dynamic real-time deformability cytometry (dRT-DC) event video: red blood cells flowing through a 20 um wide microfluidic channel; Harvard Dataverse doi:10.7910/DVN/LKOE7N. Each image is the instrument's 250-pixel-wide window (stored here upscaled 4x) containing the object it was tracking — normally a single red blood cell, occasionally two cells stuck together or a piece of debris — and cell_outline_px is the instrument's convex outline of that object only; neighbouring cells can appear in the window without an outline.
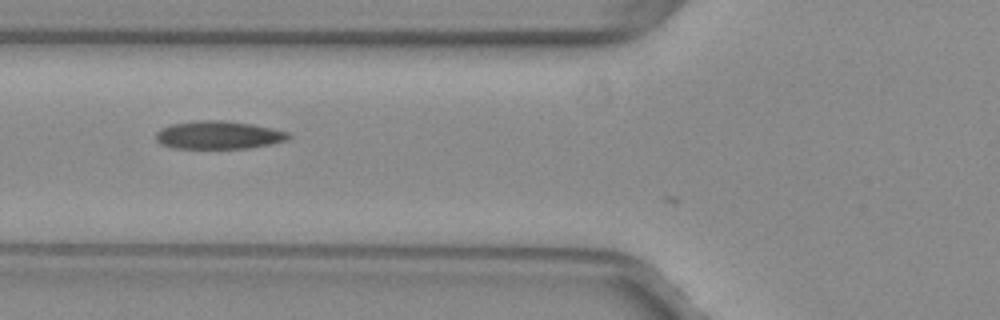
{"species": "common noctule bat (a hibernating species)", "species_latin": "Nyctalus noctula", "temperature_condition": "warm", "stored_images_in_passage": 13, "camera_frame_rate_fps": 3000, "um_per_image_px": 0.085, "animal": {"sex": "female", "body_mass_g": 29.2, "forearm_length_mm": 56.3}, "frame": {"image": 1, "passage_image": 5, "time_ms": 1.333, "image_size_px": [1000, 320], "cell_outline_px": [[292, 136], [288, 140], [248, 148], [172, 148], [160, 144], [156, 140], [156, 132], [160, 128], [172, 124], [200, 120], [224, 120], [252, 124], [272, 128], [288, 132]], "centroid_in_image_um": [18.56, 11.47], "position_along_channel_um": 107.2, "area_um2": 21.68}}
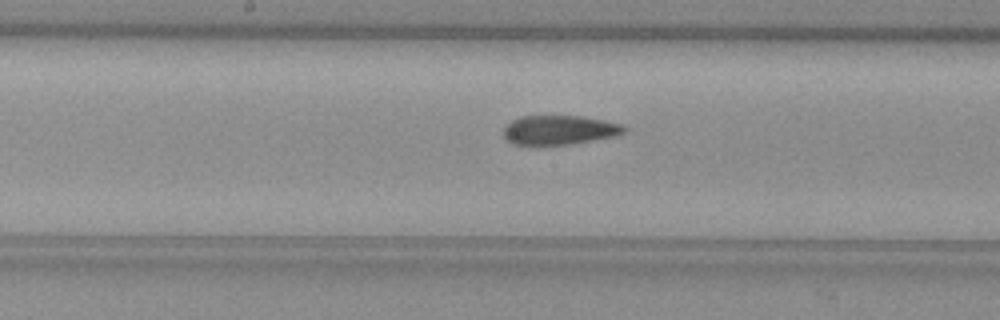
{"frame": {"image": 2, "passage_image": 12, "time_ms": 3.667, "image_size_px": [1000, 320], "cell_outline_px": [[628, 128], [624, 132], [616, 136], [568, 144], [536, 148], [512, 144], [504, 140], [504, 128], [512, 120], [520, 116], [580, 116], [604, 120], [624, 124]], "centroid_in_image_um": [47.49, 11.09], "position_along_channel_um": 200.7, "area_um2": 21.33}}